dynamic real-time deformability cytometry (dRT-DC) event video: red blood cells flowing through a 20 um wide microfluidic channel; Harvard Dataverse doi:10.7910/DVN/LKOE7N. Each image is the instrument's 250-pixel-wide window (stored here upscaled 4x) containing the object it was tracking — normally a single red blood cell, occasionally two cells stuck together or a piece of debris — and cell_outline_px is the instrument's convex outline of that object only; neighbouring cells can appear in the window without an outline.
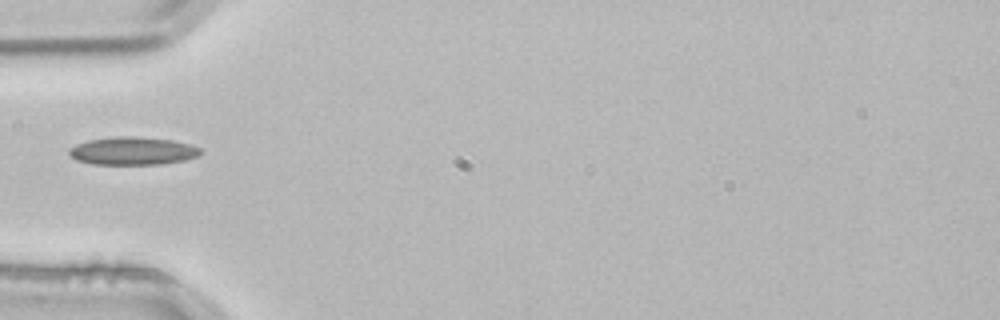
{"species": "common noctule bat (a hibernating species)", "species_latin": "Nyctalus noctula", "temperature_condition": "room temperature", "stored_images_in_passage": 1, "camera_frame_rate_fps": 3000, "um_per_image_px": 0.085, "animal": {"sex": "male", "body_mass_g": 21.5, "forearm_length_mm": 52.0}, "frame": {"image": 1, "passage_image": 1, "time_ms": 0.0, "image_size_px": [1000, 320], "cell_outline_px": [[204, 152], [196, 156], [184, 160], [164, 164], [92, 164], [76, 160], [68, 152], [68, 148], [76, 144], [88, 140], [116, 136], [136, 136], [172, 140], [192, 144], [200, 148]], "centroid_in_image_um": [11.29, 12.82], "position_along_channel_um": 73.7, "area_um2": 21.56}}